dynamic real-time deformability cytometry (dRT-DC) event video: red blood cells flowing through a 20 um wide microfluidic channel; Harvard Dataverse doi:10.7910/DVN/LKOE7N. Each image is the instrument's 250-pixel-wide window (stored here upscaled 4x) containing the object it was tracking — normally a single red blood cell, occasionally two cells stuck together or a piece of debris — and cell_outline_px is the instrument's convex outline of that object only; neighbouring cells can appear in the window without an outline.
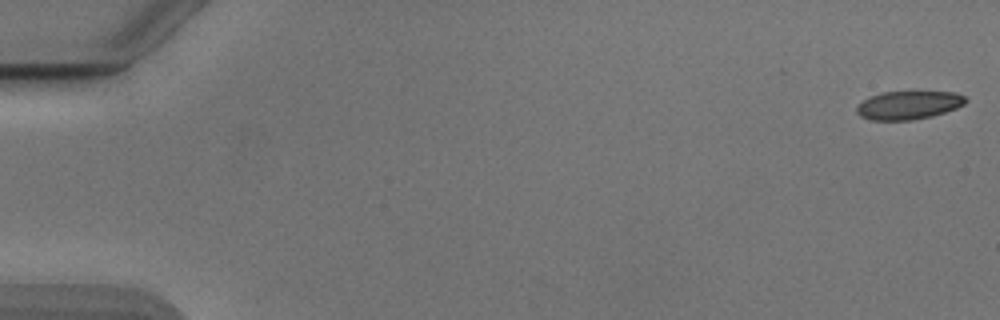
{"species": "Egyptian fruit bat (a non-hibernating species)", "species_latin": "Rousettus aegyptiacus", "temperature_condition": "cold", "stored_images_in_passage": 18, "camera_frame_rate_fps": 3000, "um_per_image_px": 0.085, "animal": {"sex": "male"}, "frame": {"image": 1, "passage_image": 1, "time_ms": 0.0, "image_size_px": [1000, 320], "cell_outline_px": [[968, 100], [964, 104], [956, 108], [932, 116], [912, 120], [872, 120], [860, 116], [856, 112], [856, 108], [864, 100], [872, 96], [884, 92], [956, 92], [964, 96]], "centroid_in_image_um": [77.25, 8.94], "position_along_channel_um": 7.8, "area_um2": 17.8}}
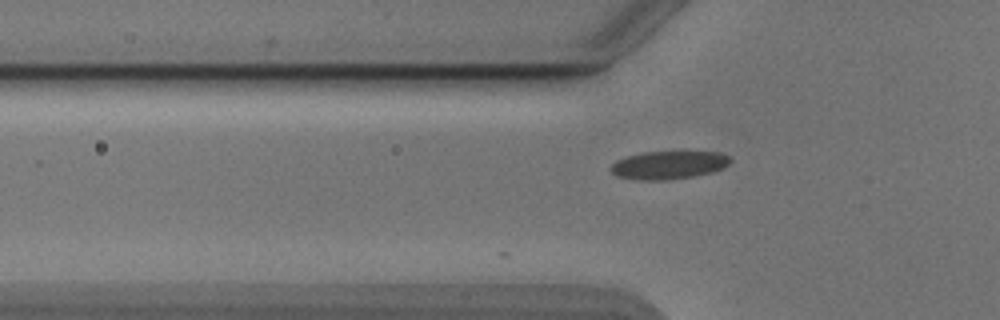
{"frame": {"image": 2, "passage_image": 18, "time_ms": 5.667, "image_size_px": [1000, 320], "cell_outline_px": [[732, 160], [724, 168], [712, 172], [692, 176], [664, 180], [640, 180], [616, 176], [612, 172], [612, 164], [616, 160], [628, 156], [644, 152], [720, 152], [728, 156]], "centroid_in_image_um": [56.85, 14.02], "position_along_channel_um": 68.9, "area_um2": 19.36}}